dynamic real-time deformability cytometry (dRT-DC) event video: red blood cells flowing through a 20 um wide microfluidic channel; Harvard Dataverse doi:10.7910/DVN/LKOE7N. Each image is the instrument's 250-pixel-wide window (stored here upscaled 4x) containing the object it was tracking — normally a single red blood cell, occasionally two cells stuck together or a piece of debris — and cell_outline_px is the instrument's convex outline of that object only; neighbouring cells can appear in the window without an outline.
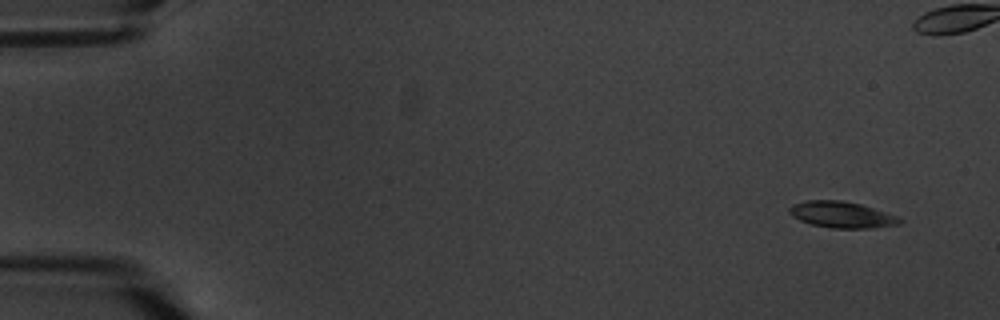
{"species": "common noctule bat (a hibernating species)", "species_latin": "Nyctalus noctula", "temperature_condition": "warm", "stored_images_in_passage": 12, "camera_frame_rate_fps": 3000, "um_per_image_px": 0.085, "animal": {"sex": "male", "body_mass_g": 20.1, "forearm_length_mm": 53.5}, "frame": {"image": 1, "passage_image": 1, "time_ms": 0.0, "image_size_px": [1000, 320], "cell_outline_px": [[904, 220], [900, 224], [872, 228], [832, 228], [812, 224], [800, 220], [792, 216], [788, 212], [788, 208], [792, 204], [804, 200], [840, 200], [860, 204], [896, 216]], "centroid_in_image_um": [71.51, 18.24], "position_along_channel_um": 13.5, "area_um2": 16.82}}
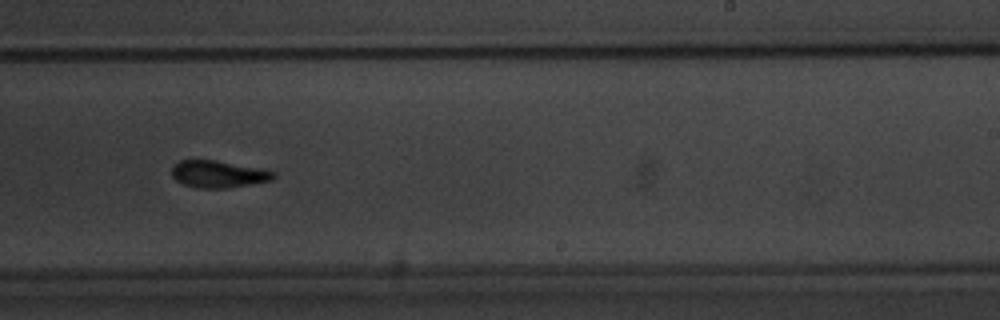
{"frame": {"image": 2, "passage_image": 10, "time_ms": 11.333, "image_size_px": [1000, 320], "cell_outline_px": [[276, 176], [272, 180], [224, 188], [196, 188], [184, 184], [176, 180], [172, 176], [172, 164], [180, 160], [216, 160], [264, 168], [276, 172]], "centroid_in_image_um": [18.56, 14.78], "position_along_channel_um": 270.4, "area_um2": 16.18}}
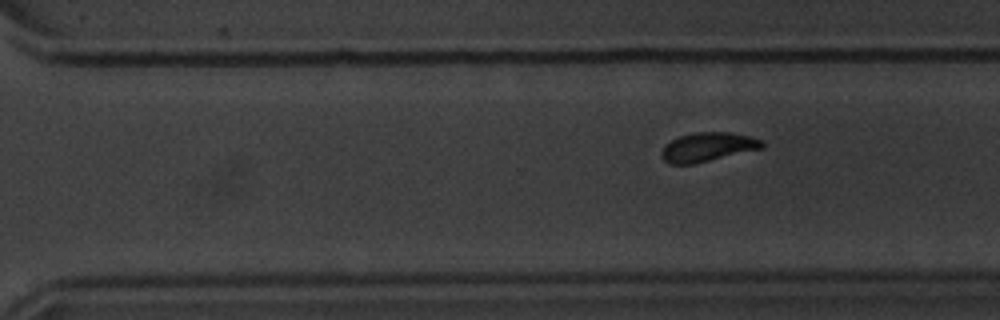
{"frame": {"image": 3, "passage_image": 12, "time_ms": 14.667, "image_size_px": [1000, 320], "cell_outline_px": [[764, 148], [692, 164], [668, 164], [660, 156], [660, 152], [664, 144], [680, 136], [696, 132], [732, 132], [764, 140]], "centroid_in_image_um": [60.14, 12.49], "position_along_channel_um": 310.5, "area_um2": 17.11}}